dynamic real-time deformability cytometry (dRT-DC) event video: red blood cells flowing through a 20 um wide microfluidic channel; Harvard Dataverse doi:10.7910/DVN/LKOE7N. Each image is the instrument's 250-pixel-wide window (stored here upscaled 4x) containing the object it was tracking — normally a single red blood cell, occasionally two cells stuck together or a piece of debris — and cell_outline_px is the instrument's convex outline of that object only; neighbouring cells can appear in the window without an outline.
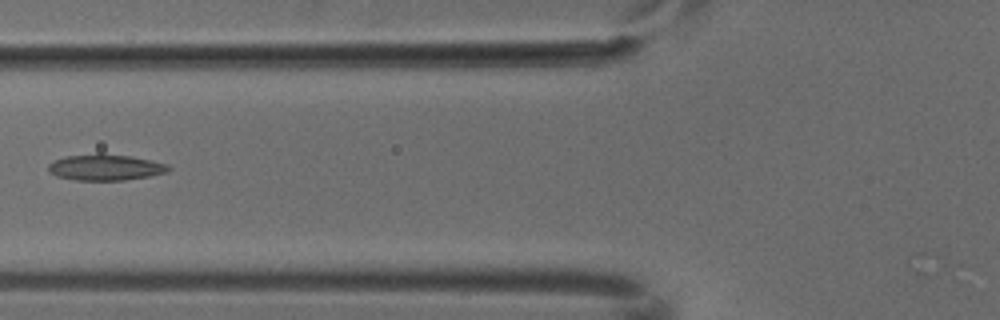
{"species": "common noctule bat (a hibernating species)", "species_latin": "Nyctalus noctula", "temperature_condition": "cold", "stored_images_in_passage": 5, "camera_frame_rate_fps": 3000, "um_per_image_px": 0.085, "animal": {"sex": "male", "body_mass_g": 18.8}, "frame": {"image": 1, "passage_image": 5, "time_ms": 1.333, "image_size_px": [1000, 320], "cell_outline_px": [[172, 168], [168, 172], [152, 176], [124, 180], [76, 180], [56, 176], [48, 172], [48, 164], [64, 156], [100, 152], [132, 156], [168, 164]], "centroid_in_image_um": [8.98, 14.21], "position_along_channel_um": 116.8, "area_um2": 18.67}}